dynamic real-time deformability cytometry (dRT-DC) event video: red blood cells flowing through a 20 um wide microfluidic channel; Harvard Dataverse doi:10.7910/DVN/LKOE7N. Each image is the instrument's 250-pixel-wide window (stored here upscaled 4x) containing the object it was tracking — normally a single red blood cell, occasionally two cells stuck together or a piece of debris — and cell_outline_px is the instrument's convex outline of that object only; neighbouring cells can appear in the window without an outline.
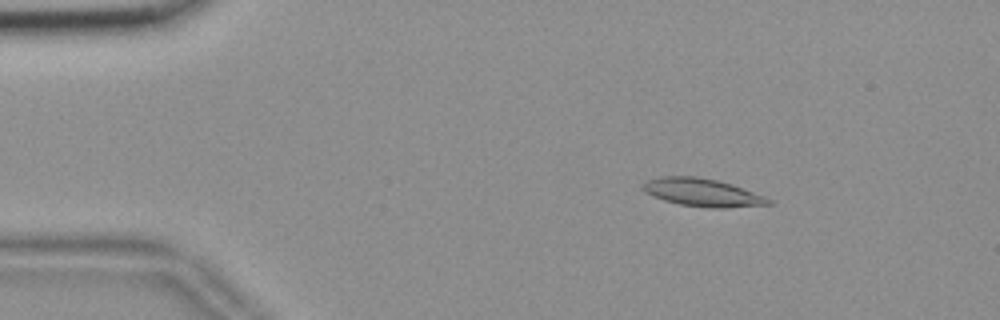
{"species": "common noctule bat (a hibernating species)", "species_latin": "Nyctalus noctula", "temperature_condition": "room temperature", "stored_images_in_passage": 56, "camera_frame_rate_fps": 3000, "um_per_image_px": 0.085, "animal": {"sex": "female", "body_mass_g": 18.4}, "frame": {"image": 1, "passage_image": 9, "time_ms": 2.667, "image_size_px": [1000, 320], "cell_outline_px": [[772, 204], [724, 208], [708, 208], [680, 204], [664, 200], [644, 192], [640, 188], [640, 184], [648, 180], [660, 176], [696, 176], [716, 180], [732, 184], [764, 196], [772, 200]], "centroid_in_image_um": [59.66, 16.36], "position_along_channel_um": 25.3, "area_um2": 20.46}}
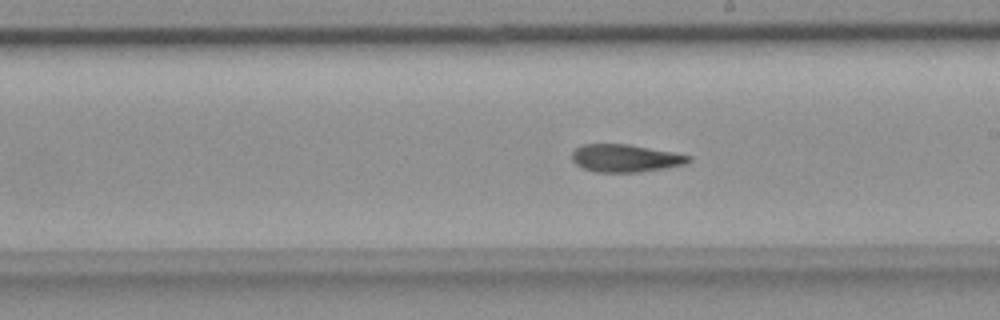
{"frame": {"image": 2, "passage_image": 32, "time_ms": 10.333, "image_size_px": [1000, 320], "cell_outline_px": [[692, 160], [688, 164], [640, 172], [596, 172], [584, 168], [576, 164], [572, 160], [572, 152], [576, 148], [584, 144], [628, 144], [676, 152], [692, 156]], "centroid_in_image_um": [53.21, 13.44], "position_along_channel_um": 235.8, "area_um2": 18.96}}
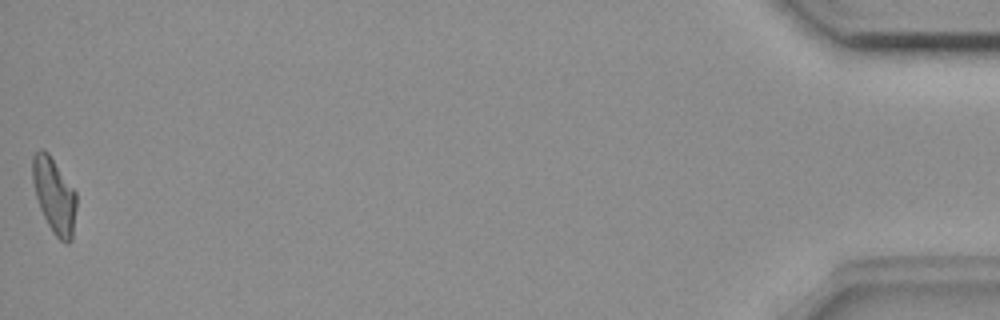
{"frame": {"image": 3, "passage_image": 56, "time_ms": 18.333, "image_size_px": [1000, 320], "cell_outline_px": [[76, 208], [72, 240], [68, 244], [64, 244], [52, 232], [40, 208], [36, 196], [32, 180], [32, 156], [40, 148], [44, 148], [48, 152], [76, 192]], "centroid_in_image_um": [4.61, 16.62], "position_along_channel_um": 430.6, "area_um2": 19.31}, "authors_computed_cell_mechanics": {"area_um2": 19.4497, "velocity_mm_per_s": 3.6487, "shape_relaxation_time_tau1_ms": null, "shape_relaxation_time_tau2_ms": 7.1384, "deformation_change_tau1": null, "deformation_change_tau2": 0.1777}}